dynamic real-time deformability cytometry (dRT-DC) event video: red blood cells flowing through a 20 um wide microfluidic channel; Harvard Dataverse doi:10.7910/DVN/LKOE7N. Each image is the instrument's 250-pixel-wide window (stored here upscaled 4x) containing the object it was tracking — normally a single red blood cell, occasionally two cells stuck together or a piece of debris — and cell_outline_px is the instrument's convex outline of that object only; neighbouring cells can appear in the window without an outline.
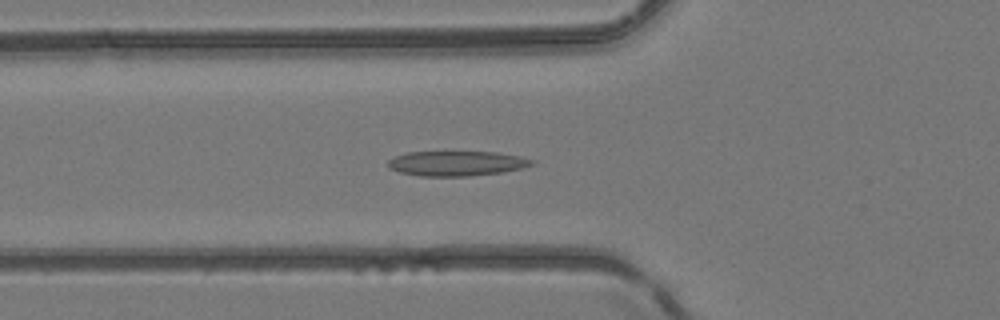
{"species": "common noctule bat (a hibernating species)", "species_latin": "Nyctalus noctula", "temperature_condition": "room temperature", "stored_images_in_passage": 43, "camera_frame_rate_fps": 3000, "um_per_image_px": 0.085, "animal": {"sex": "female", "body_mass_g": 24.6, "forearm_length_mm": 56.2}, "frame": {"image": 1, "passage_image": 10, "time_ms": 3.0, "image_size_px": [1000, 320], "cell_outline_px": [[536, 164], [520, 168], [500, 172], [468, 176], [420, 176], [400, 172], [388, 168], [388, 160], [396, 156], [408, 152], [496, 152], [520, 156], [536, 160]], "centroid_in_image_um": [38.82, 13.88], "position_along_channel_um": 87.0, "area_um2": 20.81}}
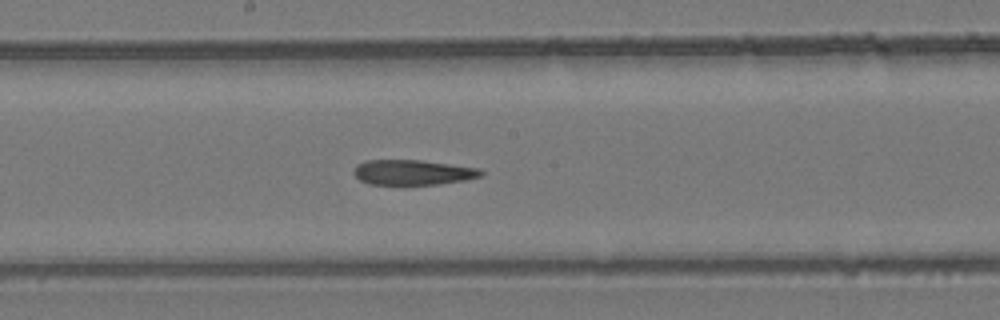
{"frame": {"image": 2, "passage_image": 19, "time_ms": 6.0, "image_size_px": [1000, 320], "cell_outline_px": [[484, 172], [480, 176], [464, 180], [436, 184], [400, 188], [368, 184], [360, 180], [352, 172], [356, 164], [364, 160], [420, 160], [480, 168]], "centroid_in_image_um": [35.0, 14.69], "position_along_channel_um": 213.2, "area_um2": 19.54}}
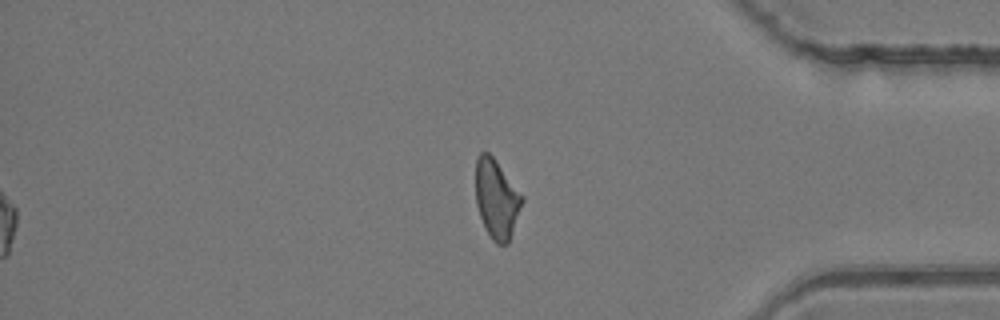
{"frame": {"image": 3, "passage_image": 43, "time_ms": 14.0, "image_size_px": [1000, 320], "cell_outline_px": [[524, 200], [508, 244], [496, 244], [492, 240], [480, 216], [476, 204], [476, 160], [480, 152], [488, 152], [492, 156], [524, 196]], "centroid_in_image_um": [42.22, 16.91], "position_along_channel_um": 393.0, "area_um2": 21.21}, "authors_computed_cell_mechanics": {"area_um2": 19.8832, "velocity_mm_per_s": 4.1765, "shape_relaxation_time_tau1_ms": null, "shape_relaxation_time_tau2_ms": 4.616, "deformation_change_tau1": null, "deformation_change_tau2": 0.1335}}